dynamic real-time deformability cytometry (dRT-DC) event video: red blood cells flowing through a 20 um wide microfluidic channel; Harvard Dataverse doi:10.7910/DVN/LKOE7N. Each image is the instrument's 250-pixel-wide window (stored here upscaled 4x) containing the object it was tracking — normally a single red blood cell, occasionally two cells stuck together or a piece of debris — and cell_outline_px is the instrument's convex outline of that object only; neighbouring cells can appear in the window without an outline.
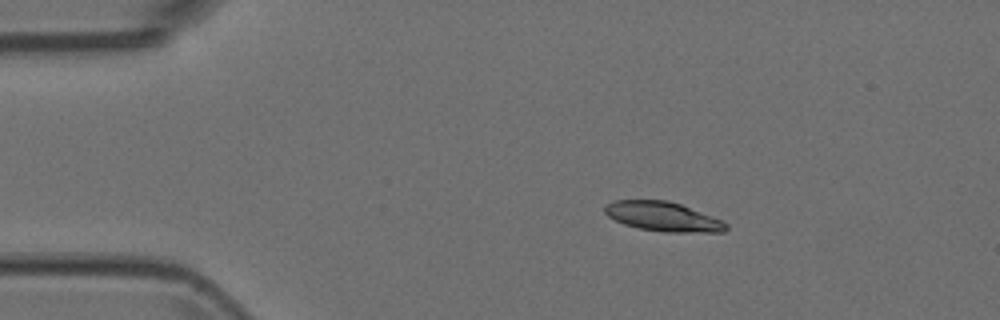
{"species": "Egyptian fruit bat (a non-hibernating species)", "species_latin": "Rousettus aegyptiacus", "temperature_condition": "room temperature", "stored_images_in_passage": 3, "camera_frame_rate_fps": 3000, "um_per_image_px": 0.085, "animal": {"sex": "female"}, "frame": {"image": 1, "passage_image": 1, "time_ms": 0.0, "image_size_px": [1000, 320], "cell_outline_px": [[728, 228], [724, 232], [664, 232], [640, 228], [624, 224], [608, 216], [604, 212], [604, 208], [608, 204], [616, 200], [668, 200], [680, 204], [724, 220], [728, 224]], "centroid_in_image_um": [56.4, 18.41], "position_along_channel_um": 28.6, "area_um2": 20.75}}